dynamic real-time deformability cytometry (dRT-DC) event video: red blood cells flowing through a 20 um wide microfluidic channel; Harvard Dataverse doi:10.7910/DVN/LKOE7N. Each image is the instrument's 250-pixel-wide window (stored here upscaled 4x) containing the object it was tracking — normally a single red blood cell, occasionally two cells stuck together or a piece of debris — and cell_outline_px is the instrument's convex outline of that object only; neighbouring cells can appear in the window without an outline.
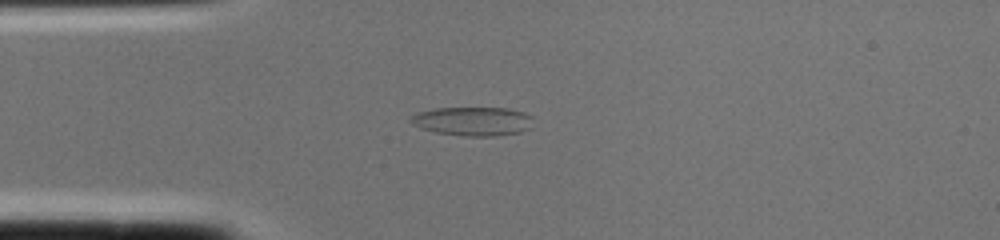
{"species": "common noctule bat (a hibernating species)", "species_latin": "Nyctalus noctula", "temperature_condition": "cold", "stored_images_in_passage": 1, "camera_frame_rate_fps": 3000, "um_per_image_px": 0.085, "animal": {"sex": "female", "body_mass_g": 22.0, "forearm_length_mm": 56.7}, "frame": {"image": 1, "passage_image": 1, "time_ms": 0.0, "image_size_px": [1000, 240], "cell_outline_px": [[532, 128], [520, 132], [496, 136], [464, 136], [436, 132], [412, 124], [408, 120], [416, 112], [436, 108], [508, 108], [524, 112], [532, 116]], "centroid_in_image_um": [40.22, 10.3], "position_along_channel_um": 44.8, "area_um2": 20.69}}